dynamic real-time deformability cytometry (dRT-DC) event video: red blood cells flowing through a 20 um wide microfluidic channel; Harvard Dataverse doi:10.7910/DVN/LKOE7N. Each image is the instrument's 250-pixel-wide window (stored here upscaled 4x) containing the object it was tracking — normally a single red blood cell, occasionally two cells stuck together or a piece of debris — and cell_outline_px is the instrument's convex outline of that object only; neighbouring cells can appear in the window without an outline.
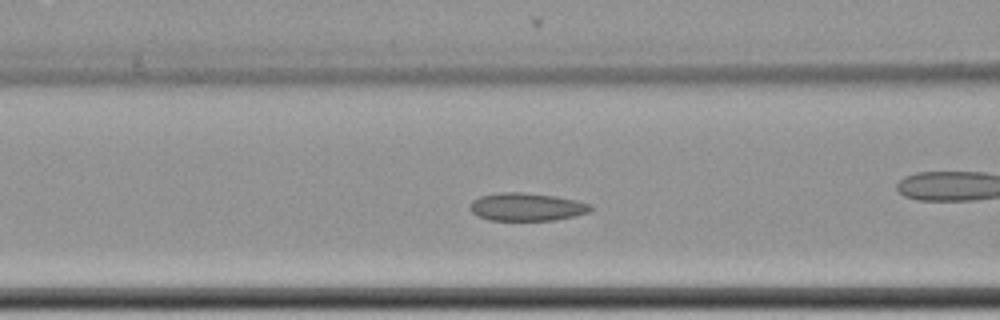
{"species": "common noctule bat (a hibernating species)", "species_latin": "Nyctalus noctula", "temperature_condition": "cold", "stored_images_in_passage": 60, "camera_frame_rate_fps": 3000, "um_per_image_px": 0.085, "animal": {"sex": "female", "body_mass_g": 22.7, "forearm_length_mm": 54.2}, "frame": {"image": 1, "passage_image": 24, "time_ms": 7.667, "image_size_px": [1000, 320], "cell_outline_px": [[592, 208], [588, 212], [572, 216], [552, 220], [488, 220], [476, 216], [472, 212], [472, 200], [480, 196], [496, 192], [524, 192], [556, 196], [576, 200], [592, 204]], "centroid_in_image_um": [44.75, 17.57], "position_along_channel_um": 121.8, "area_um2": 19.59}}
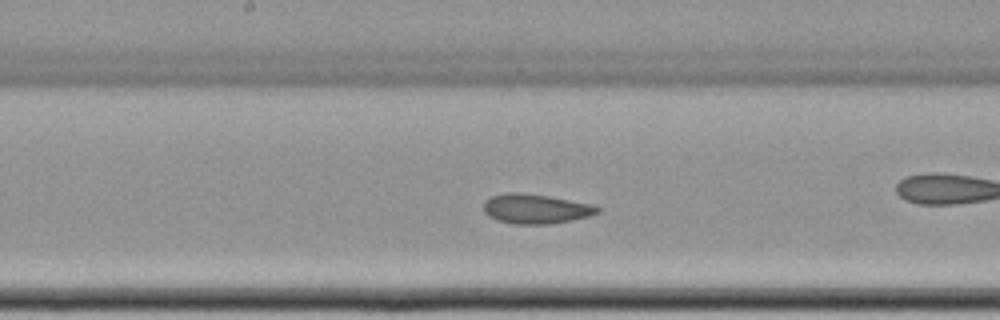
{"frame": {"image": 2, "passage_image": 31, "time_ms": 10.0, "image_size_px": [1000, 320], "cell_outline_px": [[600, 212], [588, 216], [572, 220], [548, 224], [516, 224], [496, 220], [488, 216], [484, 212], [484, 200], [492, 196], [508, 192], [516, 192], [548, 196], [588, 204], [600, 208]], "centroid_in_image_um": [45.48, 17.75], "position_along_channel_um": 202.7, "area_um2": 19.42}}
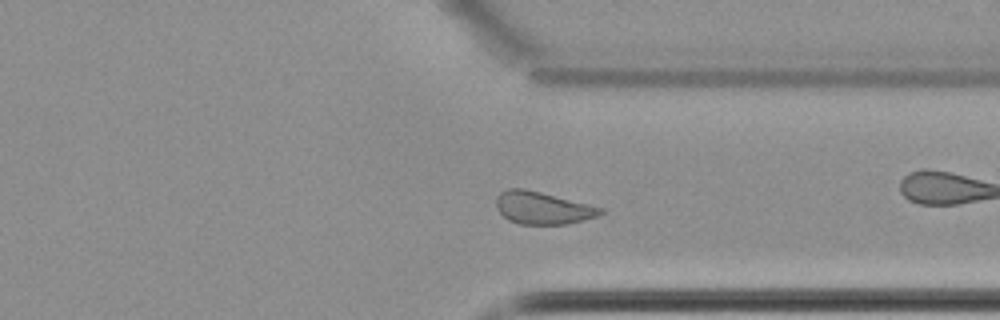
{"frame": {"image": 3, "passage_image": 45, "time_ms": 14.667, "image_size_px": [1000, 320], "cell_outline_px": [[604, 212], [596, 216], [568, 224], [520, 224], [508, 220], [496, 208], [496, 196], [500, 192], [508, 188], [524, 188], [604, 208]], "centroid_in_image_um": [46.09, 17.67], "position_along_channel_um": 365.3, "area_um2": 19.59}, "authors_computed_cell_mechanics": {"area_um2": 20.4612, "velocity_mm_per_s": 3.4656, "shape_relaxation_time_tau1_ms": null, "shape_relaxation_time_tau2_ms": 3.827, "deformation_change_tau1": null, "deformation_change_tau2": 0.0951}}